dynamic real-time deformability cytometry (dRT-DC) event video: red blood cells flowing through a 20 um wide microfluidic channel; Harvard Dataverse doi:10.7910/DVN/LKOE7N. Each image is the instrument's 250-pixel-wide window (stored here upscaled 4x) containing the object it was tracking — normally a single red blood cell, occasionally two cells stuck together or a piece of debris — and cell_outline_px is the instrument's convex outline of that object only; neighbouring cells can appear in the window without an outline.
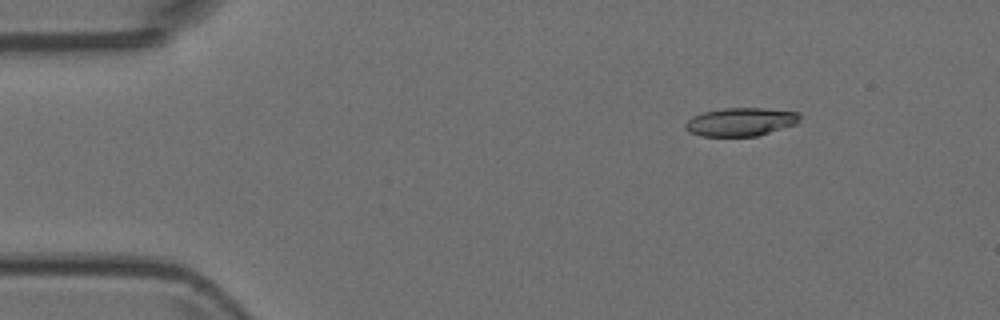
{"species": "Egyptian fruit bat (a non-hibernating species)", "species_latin": "Rousettus aegyptiacus", "temperature_condition": "room temperature", "stored_images_in_passage": 7, "camera_frame_rate_fps": 3000, "um_per_image_px": 0.085, "animal": {"sex": "female"}, "frame": {"image": 1, "passage_image": 3, "time_ms": 0.667, "image_size_px": [1000, 320], "cell_outline_px": [[800, 120], [796, 124], [756, 136], [700, 136], [688, 132], [684, 128], [684, 124], [692, 116], [704, 112], [724, 108], [764, 108], [796, 112], [800, 116]], "centroid_in_image_um": [62.91, 10.36], "position_along_channel_um": 22.1, "area_um2": 18.84}}
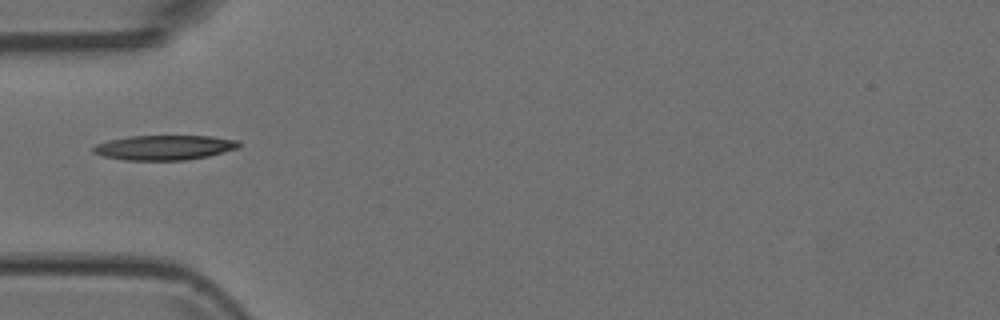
{"frame": {"image": 2, "passage_image": 6, "time_ms": 1.667, "image_size_px": [1000, 320], "cell_outline_px": [[240, 148], [208, 156], [184, 160], [124, 160], [100, 156], [92, 152], [92, 148], [96, 144], [108, 140], [128, 136], [212, 136], [240, 140]], "centroid_in_image_um": [13.96, 12.54], "position_along_channel_um": 71.0, "area_um2": 21.27}}
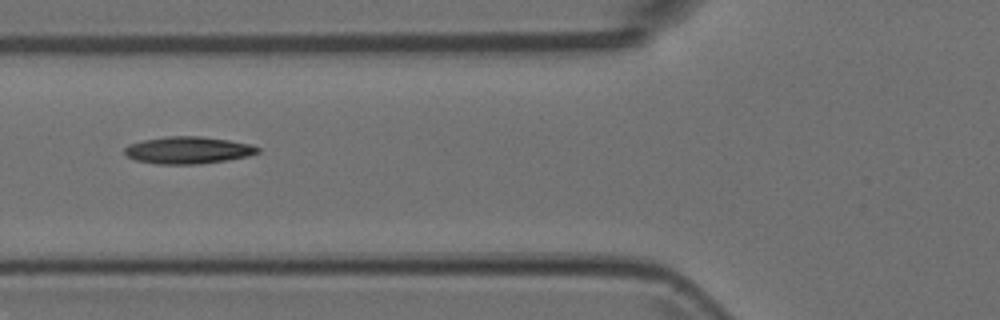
{"frame": {"image": 3, "passage_image": 7, "time_ms": 2.0, "image_size_px": [1000, 320], "cell_outline_px": [[260, 152], [248, 156], [200, 164], [156, 164], [136, 160], [124, 156], [124, 148], [128, 144], [144, 140], [168, 136], [200, 136], [228, 140], [252, 144], [260, 148]], "centroid_in_image_um": [15.96, 12.76], "position_along_channel_um": 109.8, "area_um2": 21.1}}